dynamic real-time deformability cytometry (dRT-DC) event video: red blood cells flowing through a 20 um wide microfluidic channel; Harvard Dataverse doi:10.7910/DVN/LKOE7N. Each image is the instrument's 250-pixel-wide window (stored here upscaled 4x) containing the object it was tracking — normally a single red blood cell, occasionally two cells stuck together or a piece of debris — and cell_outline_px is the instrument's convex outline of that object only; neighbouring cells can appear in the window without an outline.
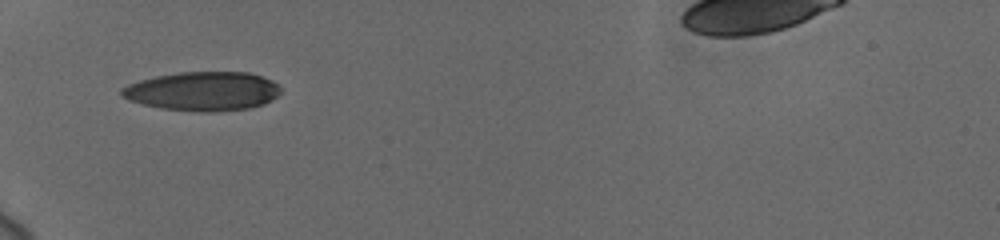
{"species": "human", "species_latin": "Homo sapiens", "temperature_condition": "cold", "stored_images_in_passage": 21, "camera_frame_rate_fps": 3000, "um_per_image_px": 0.085, "donor": {"sex": "female"}, "frame": {"image": 1, "passage_image": 1, "time_ms": 0.0, "image_size_px": [1000, 240], "cell_outline_px": [[280, 92], [272, 100], [264, 104], [252, 108], [212, 112], [200, 112], [160, 108], [128, 100], [120, 96], [120, 88], [128, 84], [140, 80], [156, 76], [180, 72], [248, 72], [272, 80], [280, 88]], "centroid_in_image_um": [17.22, 7.76], "position_along_channel_um": 67.8, "area_um2": 36.3}}
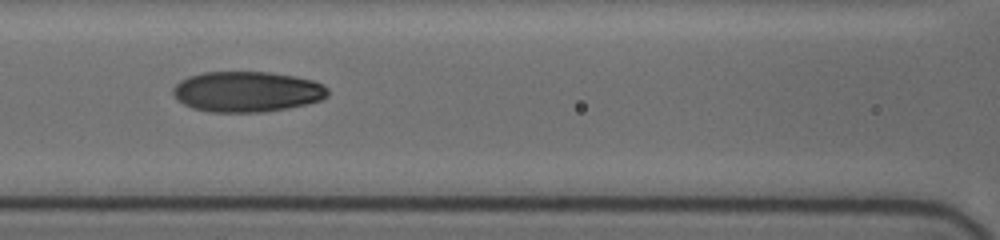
{"frame": {"image": 2, "passage_image": 14, "time_ms": 2.333, "image_size_px": [1000, 240], "cell_outline_px": [[328, 96], [320, 100], [288, 108], [264, 112], [208, 112], [192, 108], [176, 100], [172, 92], [172, 88], [180, 80], [188, 76], [204, 72], [268, 72], [296, 76], [312, 80], [324, 84], [328, 88]], "centroid_in_image_um": [20.97, 7.79], "position_along_channel_um": 145.6, "area_um2": 36.82}}
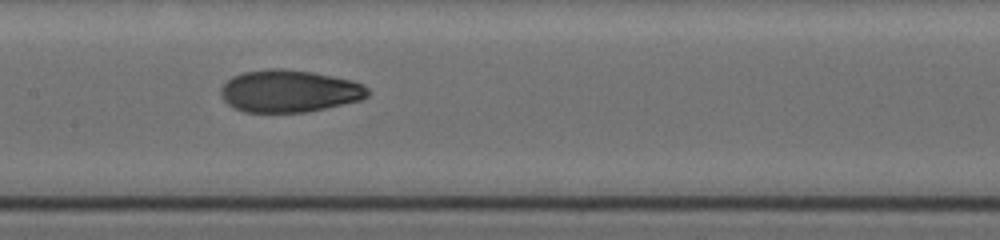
{"frame": {"image": 3, "passage_image": 20, "time_ms": 3.333, "image_size_px": [1000, 240], "cell_outline_px": [[368, 96], [360, 100], [308, 112], [244, 112], [232, 108], [220, 96], [220, 88], [232, 76], [244, 72], [268, 68], [284, 68], [312, 72], [352, 80], [364, 84], [368, 88]], "centroid_in_image_um": [24.56, 7.74], "position_along_channel_um": 182.8, "area_um2": 36.41}}